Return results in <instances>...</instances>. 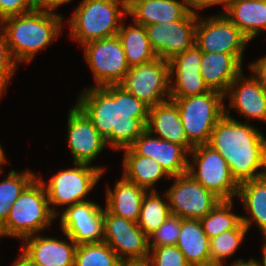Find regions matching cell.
I'll return each instance as SVG.
<instances>
[{
	"mask_svg": "<svg viewBox=\"0 0 266 266\" xmlns=\"http://www.w3.org/2000/svg\"><path fill=\"white\" fill-rule=\"evenodd\" d=\"M76 105L114 149L130 147L146 130L149 106L118 85L90 87Z\"/></svg>",
	"mask_w": 266,
	"mask_h": 266,
	"instance_id": "6da1fadb",
	"label": "cell"
},
{
	"mask_svg": "<svg viewBox=\"0 0 266 266\" xmlns=\"http://www.w3.org/2000/svg\"><path fill=\"white\" fill-rule=\"evenodd\" d=\"M229 114L225 107V115L216 123L207 144L225 158L239 185L266 175V138L254 126Z\"/></svg>",
	"mask_w": 266,
	"mask_h": 266,
	"instance_id": "7a4b0ae2",
	"label": "cell"
},
{
	"mask_svg": "<svg viewBox=\"0 0 266 266\" xmlns=\"http://www.w3.org/2000/svg\"><path fill=\"white\" fill-rule=\"evenodd\" d=\"M62 21L61 15L49 10H32L3 19L0 24L15 62H29L48 46L59 35Z\"/></svg>",
	"mask_w": 266,
	"mask_h": 266,
	"instance_id": "3957f363",
	"label": "cell"
},
{
	"mask_svg": "<svg viewBox=\"0 0 266 266\" xmlns=\"http://www.w3.org/2000/svg\"><path fill=\"white\" fill-rule=\"evenodd\" d=\"M58 212L49 206L42 179L36 177L13 203L0 235L23 240L49 227Z\"/></svg>",
	"mask_w": 266,
	"mask_h": 266,
	"instance_id": "277c9868",
	"label": "cell"
},
{
	"mask_svg": "<svg viewBox=\"0 0 266 266\" xmlns=\"http://www.w3.org/2000/svg\"><path fill=\"white\" fill-rule=\"evenodd\" d=\"M125 13L123 0H82L69 20L70 35L82 45L116 36Z\"/></svg>",
	"mask_w": 266,
	"mask_h": 266,
	"instance_id": "5b68a950",
	"label": "cell"
},
{
	"mask_svg": "<svg viewBox=\"0 0 266 266\" xmlns=\"http://www.w3.org/2000/svg\"><path fill=\"white\" fill-rule=\"evenodd\" d=\"M225 95L210 90L201 95L170 98L178 107L188 137V153L194 146L207 144L216 123L225 115Z\"/></svg>",
	"mask_w": 266,
	"mask_h": 266,
	"instance_id": "8992f818",
	"label": "cell"
},
{
	"mask_svg": "<svg viewBox=\"0 0 266 266\" xmlns=\"http://www.w3.org/2000/svg\"><path fill=\"white\" fill-rule=\"evenodd\" d=\"M187 173L221 200L237 196L239 185L233 179L225 158L208 144L194 146L189 152ZM194 163V164H193ZM198 170L196 171V167Z\"/></svg>",
	"mask_w": 266,
	"mask_h": 266,
	"instance_id": "52a82bcc",
	"label": "cell"
},
{
	"mask_svg": "<svg viewBox=\"0 0 266 266\" xmlns=\"http://www.w3.org/2000/svg\"><path fill=\"white\" fill-rule=\"evenodd\" d=\"M172 80L169 61L156 58L152 62L129 68L119 85L151 107L170 100ZM163 95L168 99H164Z\"/></svg>",
	"mask_w": 266,
	"mask_h": 266,
	"instance_id": "ba28073f",
	"label": "cell"
},
{
	"mask_svg": "<svg viewBox=\"0 0 266 266\" xmlns=\"http://www.w3.org/2000/svg\"><path fill=\"white\" fill-rule=\"evenodd\" d=\"M74 168L61 170L53 175L46 185L49 206H72L76 203L88 201L84 197L94 188L102 173V167L89 164L75 163Z\"/></svg>",
	"mask_w": 266,
	"mask_h": 266,
	"instance_id": "9c48e42d",
	"label": "cell"
},
{
	"mask_svg": "<svg viewBox=\"0 0 266 266\" xmlns=\"http://www.w3.org/2000/svg\"><path fill=\"white\" fill-rule=\"evenodd\" d=\"M97 87L118 85L129 71L119 37L92 40L82 45Z\"/></svg>",
	"mask_w": 266,
	"mask_h": 266,
	"instance_id": "30bf717a",
	"label": "cell"
},
{
	"mask_svg": "<svg viewBox=\"0 0 266 266\" xmlns=\"http://www.w3.org/2000/svg\"><path fill=\"white\" fill-rule=\"evenodd\" d=\"M249 39L224 14L206 18L198 16L195 30V45L206 53L234 55L241 63Z\"/></svg>",
	"mask_w": 266,
	"mask_h": 266,
	"instance_id": "8fae6325",
	"label": "cell"
},
{
	"mask_svg": "<svg viewBox=\"0 0 266 266\" xmlns=\"http://www.w3.org/2000/svg\"><path fill=\"white\" fill-rule=\"evenodd\" d=\"M171 178L174 182L164 197L173 215L182 219L200 220L222 201L188 173Z\"/></svg>",
	"mask_w": 266,
	"mask_h": 266,
	"instance_id": "7c38bea8",
	"label": "cell"
},
{
	"mask_svg": "<svg viewBox=\"0 0 266 266\" xmlns=\"http://www.w3.org/2000/svg\"><path fill=\"white\" fill-rule=\"evenodd\" d=\"M198 15L188 13L182 20L159 22L145 26L152 50L157 58L170 61L195 44Z\"/></svg>",
	"mask_w": 266,
	"mask_h": 266,
	"instance_id": "4fadbf2b",
	"label": "cell"
},
{
	"mask_svg": "<svg viewBox=\"0 0 266 266\" xmlns=\"http://www.w3.org/2000/svg\"><path fill=\"white\" fill-rule=\"evenodd\" d=\"M103 229V241L122 261L148 258L150 254L148 236L137 222L116 216L105 208L103 209Z\"/></svg>",
	"mask_w": 266,
	"mask_h": 266,
	"instance_id": "5bb4252c",
	"label": "cell"
},
{
	"mask_svg": "<svg viewBox=\"0 0 266 266\" xmlns=\"http://www.w3.org/2000/svg\"><path fill=\"white\" fill-rule=\"evenodd\" d=\"M61 214L60 224L65 236L77 245L103 242V208L91 201L76 203Z\"/></svg>",
	"mask_w": 266,
	"mask_h": 266,
	"instance_id": "9a60e30c",
	"label": "cell"
},
{
	"mask_svg": "<svg viewBox=\"0 0 266 266\" xmlns=\"http://www.w3.org/2000/svg\"><path fill=\"white\" fill-rule=\"evenodd\" d=\"M68 115V146L73 160L90 165L107 146L106 141L77 105L72 107Z\"/></svg>",
	"mask_w": 266,
	"mask_h": 266,
	"instance_id": "2e32d148",
	"label": "cell"
},
{
	"mask_svg": "<svg viewBox=\"0 0 266 266\" xmlns=\"http://www.w3.org/2000/svg\"><path fill=\"white\" fill-rule=\"evenodd\" d=\"M201 58L202 51L194 44L169 61L170 78L175 77V85H170V98H185L210 91L200 73Z\"/></svg>",
	"mask_w": 266,
	"mask_h": 266,
	"instance_id": "e0dca14e",
	"label": "cell"
},
{
	"mask_svg": "<svg viewBox=\"0 0 266 266\" xmlns=\"http://www.w3.org/2000/svg\"><path fill=\"white\" fill-rule=\"evenodd\" d=\"M152 136L145 130L130 147L138 155L159 162L170 177L186 174L189 153L181 145Z\"/></svg>",
	"mask_w": 266,
	"mask_h": 266,
	"instance_id": "ac0fdd59",
	"label": "cell"
},
{
	"mask_svg": "<svg viewBox=\"0 0 266 266\" xmlns=\"http://www.w3.org/2000/svg\"><path fill=\"white\" fill-rule=\"evenodd\" d=\"M70 243L57 238L32 235L25 241L22 253L33 263L41 266H74L77 244L68 236Z\"/></svg>",
	"mask_w": 266,
	"mask_h": 266,
	"instance_id": "d6986e66",
	"label": "cell"
},
{
	"mask_svg": "<svg viewBox=\"0 0 266 266\" xmlns=\"http://www.w3.org/2000/svg\"><path fill=\"white\" fill-rule=\"evenodd\" d=\"M224 95H230L229 108L248 118L266 121V91L253 76L246 79L242 72Z\"/></svg>",
	"mask_w": 266,
	"mask_h": 266,
	"instance_id": "ffe728a7",
	"label": "cell"
},
{
	"mask_svg": "<svg viewBox=\"0 0 266 266\" xmlns=\"http://www.w3.org/2000/svg\"><path fill=\"white\" fill-rule=\"evenodd\" d=\"M146 130L157 137L181 145L188 152V137L177 105L170 99L149 107Z\"/></svg>",
	"mask_w": 266,
	"mask_h": 266,
	"instance_id": "44dd1931",
	"label": "cell"
},
{
	"mask_svg": "<svg viewBox=\"0 0 266 266\" xmlns=\"http://www.w3.org/2000/svg\"><path fill=\"white\" fill-rule=\"evenodd\" d=\"M200 73L210 90L226 94L230 84L242 73V63L231 54L202 52Z\"/></svg>",
	"mask_w": 266,
	"mask_h": 266,
	"instance_id": "7402d4cb",
	"label": "cell"
},
{
	"mask_svg": "<svg viewBox=\"0 0 266 266\" xmlns=\"http://www.w3.org/2000/svg\"><path fill=\"white\" fill-rule=\"evenodd\" d=\"M224 9L249 41L266 30V0H226Z\"/></svg>",
	"mask_w": 266,
	"mask_h": 266,
	"instance_id": "603a6c76",
	"label": "cell"
},
{
	"mask_svg": "<svg viewBox=\"0 0 266 266\" xmlns=\"http://www.w3.org/2000/svg\"><path fill=\"white\" fill-rule=\"evenodd\" d=\"M106 192V209L110 213L134 222L138 221L146 189L122 176L115 184L114 190L107 187Z\"/></svg>",
	"mask_w": 266,
	"mask_h": 266,
	"instance_id": "cb8c5ba5",
	"label": "cell"
},
{
	"mask_svg": "<svg viewBox=\"0 0 266 266\" xmlns=\"http://www.w3.org/2000/svg\"><path fill=\"white\" fill-rule=\"evenodd\" d=\"M209 242L200 220H182L176 246L191 266H211Z\"/></svg>",
	"mask_w": 266,
	"mask_h": 266,
	"instance_id": "d4e9b609",
	"label": "cell"
},
{
	"mask_svg": "<svg viewBox=\"0 0 266 266\" xmlns=\"http://www.w3.org/2000/svg\"><path fill=\"white\" fill-rule=\"evenodd\" d=\"M238 197L251 218L241 216L242 223L249 230L252 221L258 225L266 243V175L239 184Z\"/></svg>",
	"mask_w": 266,
	"mask_h": 266,
	"instance_id": "484cf974",
	"label": "cell"
},
{
	"mask_svg": "<svg viewBox=\"0 0 266 266\" xmlns=\"http://www.w3.org/2000/svg\"><path fill=\"white\" fill-rule=\"evenodd\" d=\"M188 13L182 1L146 0L137 3L127 15L134 18V23L147 26L159 22L182 20Z\"/></svg>",
	"mask_w": 266,
	"mask_h": 266,
	"instance_id": "4316f807",
	"label": "cell"
},
{
	"mask_svg": "<svg viewBox=\"0 0 266 266\" xmlns=\"http://www.w3.org/2000/svg\"><path fill=\"white\" fill-rule=\"evenodd\" d=\"M125 150L124 155V173L123 176L130 182L136 183L138 186L146 189H152L153 186L162 177L171 179L162 166L156 160L147 156L138 155L131 147Z\"/></svg>",
	"mask_w": 266,
	"mask_h": 266,
	"instance_id": "83f0119b",
	"label": "cell"
},
{
	"mask_svg": "<svg viewBox=\"0 0 266 266\" xmlns=\"http://www.w3.org/2000/svg\"><path fill=\"white\" fill-rule=\"evenodd\" d=\"M117 36L122 42L128 66H138L152 62L157 58L151 48L145 26L135 23L121 27Z\"/></svg>",
	"mask_w": 266,
	"mask_h": 266,
	"instance_id": "f1b7e54d",
	"label": "cell"
},
{
	"mask_svg": "<svg viewBox=\"0 0 266 266\" xmlns=\"http://www.w3.org/2000/svg\"><path fill=\"white\" fill-rule=\"evenodd\" d=\"M147 191L142 199L138 226L149 236L172 214L169 203L163 201L157 191Z\"/></svg>",
	"mask_w": 266,
	"mask_h": 266,
	"instance_id": "f546056e",
	"label": "cell"
},
{
	"mask_svg": "<svg viewBox=\"0 0 266 266\" xmlns=\"http://www.w3.org/2000/svg\"><path fill=\"white\" fill-rule=\"evenodd\" d=\"M36 176L28 170L18 173L13 169L0 182V227L6 222L13 203Z\"/></svg>",
	"mask_w": 266,
	"mask_h": 266,
	"instance_id": "4dcf8cb0",
	"label": "cell"
},
{
	"mask_svg": "<svg viewBox=\"0 0 266 266\" xmlns=\"http://www.w3.org/2000/svg\"><path fill=\"white\" fill-rule=\"evenodd\" d=\"M233 200H222L205 217L200 219L203 230L209 239L235 229L241 216L232 213Z\"/></svg>",
	"mask_w": 266,
	"mask_h": 266,
	"instance_id": "1f68e13d",
	"label": "cell"
},
{
	"mask_svg": "<svg viewBox=\"0 0 266 266\" xmlns=\"http://www.w3.org/2000/svg\"><path fill=\"white\" fill-rule=\"evenodd\" d=\"M121 263L122 260L104 241L77 246L74 266H121Z\"/></svg>",
	"mask_w": 266,
	"mask_h": 266,
	"instance_id": "d6a6232c",
	"label": "cell"
},
{
	"mask_svg": "<svg viewBox=\"0 0 266 266\" xmlns=\"http://www.w3.org/2000/svg\"><path fill=\"white\" fill-rule=\"evenodd\" d=\"M248 229L241 222L235 229L225 231L210 239L211 266H220L232 256L242 243Z\"/></svg>",
	"mask_w": 266,
	"mask_h": 266,
	"instance_id": "836d02e7",
	"label": "cell"
},
{
	"mask_svg": "<svg viewBox=\"0 0 266 266\" xmlns=\"http://www.w3.org/2000/svg\"><path fill=\"white\" fill-rule=\"evenodd\" d=\"M182 220L179 216L171 214L156 231L148 236V247L156 248L176 245Z\"/></svg>",
	"mask_w": 266,
	"mask_h": 266,
	"instance_id": "e575fe53",
	"label": "cell"
},
{
	"mask_svg": "<svg viewBox=\"0 0 266 266\" xmlns=\"http://www.w3.org/2000/svg\"><path fill=\"white\" fill-rule=\"evenodd\" d=\"M149 253L152 266H191L176 245L149 248Z\"/></svg>",
	"mask_w": 266,
	"mask_h": 266,
	"instance_id": "d590c367",
	"label": "cell"
},
{
	"mask_svg": "<svg viewBox=\"0 0 266 266\" xmlns=\"http://www.w3.org/2000/svg\"><path fill=\"white\" fill-rule=\"evenodd\" d=\"M0 97L15 74L17 63L11 56L4 30L0 29Z\"/></svg>",
	"mask_w": 266,
	"mask_h": 266,
	"instance_id": "8d00e7d4",
	"label": "cell"
},
{
	"mask_svg": "<svg viewBox=\"0 0 266 266\" xmlns=\"http://www.w3.org/2000/svg\"><path fill=\"white\" fill-rule=\"evenodd\" d=\"M34 10L28 0H0V22L8 17Z\"/></svg>",
	"mask_w": 266,
	"mask_h": 266,
	"instance_id": "74e56055",
	"label": "cell"
},
{
	"mask_svg": "<svg viewBox=\"0 0 266 266\" xmlns=\"http://www.w3.org/2000/svg\"><path fill=\"white\" fill-rule=\"evenodd\" d=\"M250 68L254 73L253 77L260 83V85L266 91V56L252 63L250 65Z\"/></svg>",
	"mask_w": 266,
	"mask_h": 266,
	"instance_id": "f35d334b",
	"label": "cell"
},
{
	"mask_svg": "<svg viewBox=\"0 0 266 266\" xmlns=\"http://www.w3.org/2000/svg\"><path fill=\"white\" fill-rule=\"evenodd\" d=\"M185 8L189 13L197 14L195 9H203L205 7H209L215 4H224V8L226 5V0H182ZM193 8V9H192ZM195 8V9H194Z\"/></svg>",
	"mask_w": 266,
	"mask_h": 266,
	"instance_id": "ab89813d",
	"label": "cell"
},
{
	"mask_svg": "<svg viewBox=\"0 0 266 266\" xmlns=\"http://www.w3.org/2000/svg\"><path fill=\"white\" fill-rule=\"evenodd\" d=\"M34 10L52 11V0H28Z\"/></svg>",
	"mask_w": 266,
	"mask_h": 266,
	"instance_id": "60d3db41",
	"label": "cell"
},
{
	"mask_svg": "<svg viewBox=\"0 0 266 266\" xmlns=\"http://www.w3.org/2000/svg\"><path fill=\"white\" fill-rule=\"evenodd\" d=\"M13 266H41L36 263H33L28 259L22 252L21 255L16 259Z\"/></svg>",
	"mask_w": 266,
	"mask_h": 266,
	"instance_id": "b9f144b4",
	"label": "cell"
},
{
	"mask_svg": "<svg viewBox=\"0 0 266 266\" xmlns=\"http://www.w3.org/2000/svg\"><path fill=\"white\" fill-rule=\"evenodd\" d=\"M121 266H152L148 259L122 261Z\"/></svg>",
	"mask_w": 266,
	"mask_h": 266,
	"instance_id": "7bdbcfd3",
	"label": "cell"
},
{
	"mask_svg": "<svg viewBox=\"0 0 266 266\" xmlns=\"http://www.w3.org/2000/svg\"><path fill=\"white\" fill-rule=\"evenodd\" d=\"M220 266H223V264ZM231 266H261V263L257 262L253 258H251L248 262L242 259H237L236 261H234V263Z\"/></svg>",
	"mask_w": 266,
	"mask_h": 266,
	"instance_id": "ee69618b",
	"label": "cell"
},
{
	"mask_svg": "<svg viewBox=\"0 0 266 266\" xmlns=\"http://www.w3.org/2000/svg\"><path fill=\"white\" fill-rule=\"evenodd\" d=\"M127 13L137 4L146 0H123Z\"/></svg>",
	"mask_w": 266,
	"mask_h": 266,
	"instance_id": "f6af8a7d",
	"label": "cell"
},
{
	"mask_svg": "<svg viewBox=\"0 0 266 266\" xmlns=\"http://www.w3.org/2000/svg\"><path fill=\"white\" fill-rule=\"evenodd\" d=\"M71 0H52V11L64 3H69Z\"/></svg>",
	"mask_w": 266,
	"mask_h": 266,
	"instance_id": "bcb514c9",
	"label": "cell"
},
{
	"mask_svg": "<svg viewBox=\"0 0 266 266\" xmlns=\"http://www.w3.org/2000/svg\"><path fill=\"white\" fill-rule=\"evenodd\" d=\"M6 158H5V155H4V152H3V149L1 147V144H0V165H3V163H6ZM0 171L1 170V166H0Z\"/></svg>",
	"mask_w": 266,
	"mask_h": 266,
	"instance_id": "7dc6e473",
	"label": "cell"
},
{
	"mask_svg": "<svg viewBox=\"0 0 266 266\" xmlns=\"http://www.w3.org/2000/svg\"><path fill=\"white\" fill-rule=\"evenodd\" d=\"M263 261L261 263V266H266V243L263 244Z\"/></svg>",
	"mask_w": 266,
	"mask_h": 266,
	"instance_id": "c3c4849f",
	"label": "cell"
}]
</instances>
